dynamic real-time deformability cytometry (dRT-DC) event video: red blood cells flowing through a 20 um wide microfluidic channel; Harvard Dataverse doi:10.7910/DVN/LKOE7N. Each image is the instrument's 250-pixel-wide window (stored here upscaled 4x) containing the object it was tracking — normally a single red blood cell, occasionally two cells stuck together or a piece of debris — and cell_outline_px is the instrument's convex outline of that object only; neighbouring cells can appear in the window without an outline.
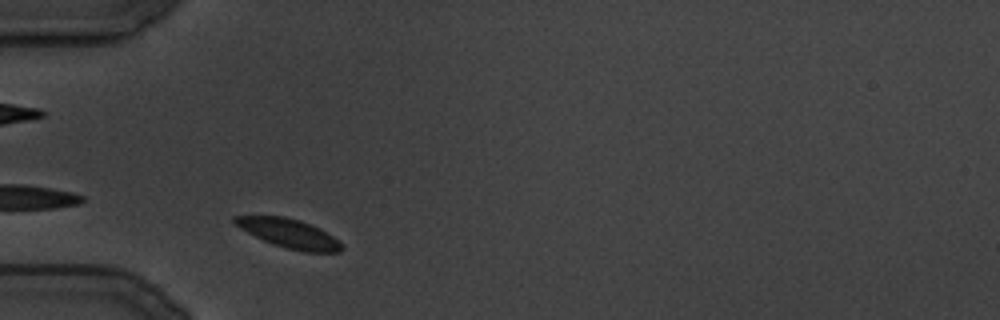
{"species": "common noctule bat (a hibernating species)", "species_latin": "Nyctalus noctula", "temperature_condition": "cold", "stored_images_in_passage": 65, "camera_frame_rate_fps": 3000, "um_per_image_px": 0.085, "animal": {"sex": "male", "body_mass_g": 19.5, "forearm_length_mm": 54.6}, "frame": {"image": 1, "passage_image": 6, "time_ms": 1.667, "image_size_px": [1000, 320], "cell_outline_px": [[344, 248], [340, 252], [304, 252], [272, 244], [240, 228], [232, 220], [232, 216], [284, 216], [300, 220], [320, 228], [332, 236]], "centroid_in_image_um": [24.57, 19.83], "position_along_channel_um": 60.4, "area_um2": 17.8}}
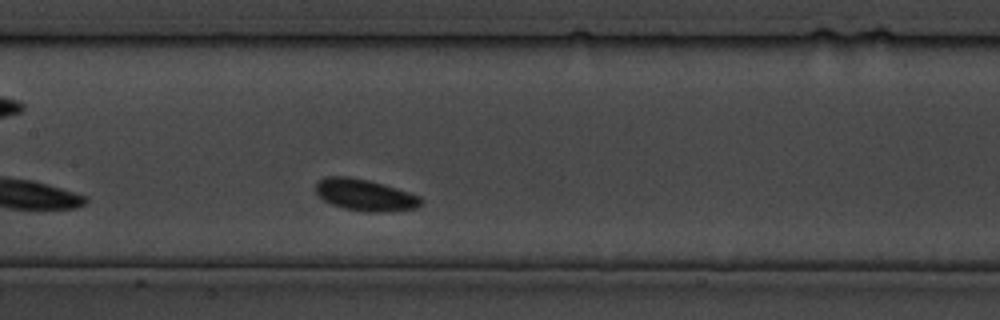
{"frame": {"image": 2, "passage_image": 30, "time_ms": 9.667, "image_size_px": [1000, 320], "cell_outline_px": [[424, 200], [416, 208], [384, 212], [368, 212], [344, 208], [332, 204], [324, 200], [316, 192], [316, 180], [324, 176], [348, 176], [368, 180], [384, 184], [420, 196]], "centroid_in_image_um": [31.01, 16.56], "position_along_channel_um": 176.4, "area_um2": 19.42}}
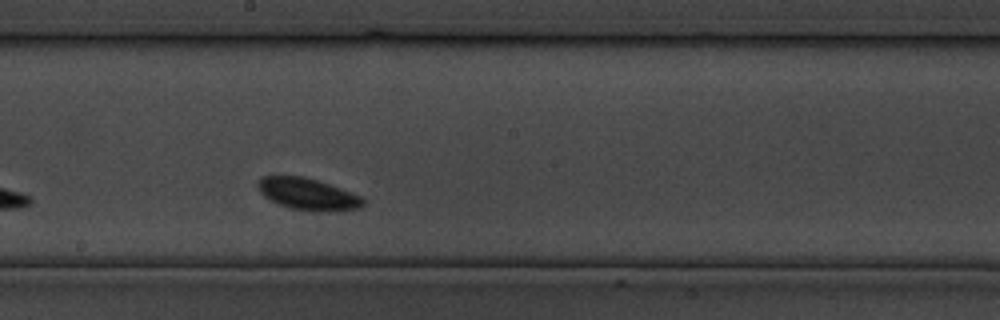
{"frame": {"image": 3, "passage_image": 39, "time_ms": 12.667, "image_size_px": [1000, 320], "cell_outline_px": [[364, 204], [360, 208], [328, 212], [324, 212], [288, 208], [276, 204], [264, 196], [260, 192], [256, 184], [260, 176], [304, 176], [340, 188], [360, 196], [364, 200]], "centroid_in_image_um": [26.12, 16.5], "position_along_channel_um": 222.1, "area_um2": 19.54}}